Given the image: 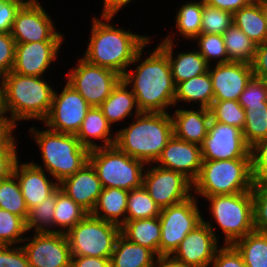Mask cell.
Masks as SVG:
<instances>
[{
  "label": "cell",
  "mask_w": 267,
  "mask_h": 267,
  "mask_svg": "<svg viewBox=\"0 0 267 267\" xmlns=\"http://www.w3.org/2000/svg\"><path fill=\"white\" fill-rule=\"evenodd\" d=\"M101 17L102 21L93 18L91 37L83 59L123 76L130 65L141 60L142 50L150 38L110 25L108 22L113 16Z\"/></svg>",
  "instance_id": "obj_1"
},
{
  "label": "cell",
  "mask_w": 267,
  "mask_h": 267,
  "mask_svg": "<svg viewBox=\"0 0 267 267\" xmlns=\"http://www.w3.org/2000/svg\"><path fill=\"white\" fill-rule=\"evenodd\" d=\"M122 79L131 85L140 112L167 113L174 107L175 84L167 54L157 46L148 57L136 66L135 73L126 71Z\"/></svg>",
  "instance_id": "obj_2"
},
{
  "label": "cell",
  "mask_w": 267,
  "mask_h": 267,
  "mask_svg": "<svg viewBox=\"0 0 267 267\" xmlns=\"http://www.w3.org/2000/svg\"><path fill=\"white\" fill-rule=\"evenodd\" d=\"M136 122L116 133L115 146L145 164L155 163L172 138L171 115L162 112L135 111Z\"/></svg>",
  "instance_id": "obj_3"
},
{
  "label": "cell",
  "mask_w": 267,
  "mask_h": 267,
  "mask_svg": "<svg viewBox=\"0 0 267 267\" xmlns=\"http://www.w3.org/2000/svg\"><path fill=\"white\" fill-rule=\"evenodd\" d=\"M43 77L21 75L10 71L3 77L6 88V103L10 117L17 120L47 118L54 90Z\"/></svg>",
  "instance_id": "obj_4"
},
{
  "label": "cell",
  "mask_w": 267,
  "mask_h": 267,
  "mask_svg": "<svg viewBox=\"0 0 267 267\" xmlns=\"http://www.w3.org/2000/svg\"><path fill=\"white\" fill-rule=\"evenodd\" d=\"M30 133L40 147L44 168L58 183L88 162L89 150L81 145L75 134L34 128H30Z\"/></svg>",
  "instance_id": "obj_5"
},
{
  "label": "cell",
  "mask_w": 267,
  "mask_h": 267,
  "mask_svg": "<svg viewBox=\"0 0 267 267\" xmlns=\"http://www.w3.org/2000/svg\"><path fill=\"white\" fill-rule=\"evenodd\" d=\"M253 184L251 158L202 160L193 189L204 198L251 191Z\"/></svg>",
  "instance_id": "obj_6"
},
{
  "label": "cell",
  "mask_w": 267,
  "mask_h": 267,
  "mask_svg": "<svg viewBox=\"0 0 267 267\" xmlns=\"http://www.w3.org/2000/svg\"><path fill=\"white\" fill-rule=\"evenodd\" d=\"M88 161L94 167L103 188L130 191L142 186L145 163L120 151L115 145L90 150Z\"/></svg>",
  "instance_id": "obj_7"
},
{
  "label": "cell",
  "mask_w": 267,
  "mask_h": 267,
  "mask_svg": "<svg viewBox=\"0 0 267 267\" xmlns=\"http://www.w3.org/2000/svg\"><path fill=\"white\" fill-rule=\"evenodd\" d=\"M205 198L211 202L210 211L225 235V245H233L237 240L255 230L251 191Z\"/></svg>",
  "instance_id": "obj_8"
},
{
  "label": "cell",
  "mask_w": 267,
  "mask_h": 267,
  "mask_svg": "<svg viewBox=\"0 0 267 267\" xmlns=\"http://www.w3.org/2000/svg\"><path fill=\"white\" fill-rule=\"evenodd\" d=\"M71 256L109 258L121 227L89 213L67 233Z\"/></svg>",
  "instance_id": "obj_9"
},
{
  "label": "cell",
  "mask_w": 267,
  "mask_h": 267,
  "mask_svg": "<svg viewBox=\"0 0 267 267\" xmlns=\"http://www.w3.org/2000/svg\"><path fill=\"white\" fill-rule=\"evenodd\" d=\"M196 201L193 195L181 203L161 209L159 255H172L187 234L202 222Z\"/></svg>",
  "instance_id": "obj_10"
},
{
  "label": "cell",
  "mask_w": 267,
  "mask_h": 267,
  "mask_svg": "<svg viewBox=\"0 0 267 267\" xmlns=\"http://www.w3.org/2000/svg\"><path fill=\"white\" fill-rule=\"evenodd\" d=\"M67 74L70 84L91 107H99L110 95L122 76L111 69L88 63L85 59Z\"/></svg>",
  "instance_id": "obj_11"
},
{
  "label": "cell",
  "mask_w": 267,
  "mask_h": 267,
  "mask_svg": "<svg viewBox=\"0 0 267 267\" xmlns=\"http://www.w3.org/2000/svg\"><path fill=\"white\" fill-rule=\"evenodd\" d=\"M144 172L142 186L161 209L193 196V182L180 172L160 166L150 167Z\"/></svg>",
  "instance_id": "obj_12"
},
{
  "label": "cell",
  "mask_w": 267,
  "mask_h": 267,
  "mask_svg": "<svg viewBox=\"0 0 267 267\" xmlns=\"http://www.w3.org/2000/svg\"><path fill=\"white\" fill-rule=\"evenodd\" d=\"M88 102L70 84L60 94L54 91L52 105L44 120L48 129L65 134H77L87 111Z\"/></svg>",
  "instance_id": "obj_13"
},
{
  "label": "cell",
  "mask_w": 267,
  "mask_h": 267,
  "mask_svg": "<svg viewBox=\"0 0 267 267\" xmlns=\"http://www.w3.org/2000/svg\"><path fill=\"white\" fill-rule=\"evenodd\" d=\"M250 150L241 129L211 119L201 146L202 160L251 158Z\"/></svg>",
  "instance_id": "obj_14"
},
{
  "label": "cell",
  "mask_w": 267,
  "mask_h": 267,
  "mask_svg": "<svg viewBox=\"0 0 267 267\" xmlns=\"http://www.w3.org/2000/svg\"><path fill=\"white\" fill-rule=\"evenodd\" d=\"M53 25L48 13L35 0L33 3L18 9L10 34L15 43L62 41V34L55 31Z\"/></svg>",
  "instance_id": "obj_15"
},
{
  "label": "cell",
  "mask_w": 267,
  "mask_h": 267,
  "mask_svg": "<svg viewBox=\"0 0 267 267\" xmlns=\"http://www.w3.org/2000/svg\"><path fill=\"white\" fill-rule=\"evenodd\" d=\"M23 245L30 267H71V250L65 233L35 232L32 240Z\"/></svg>",
  "instance_id": "obj_16"
},
{
  "label": "cell",
  "mask_w": 267,
  "mask_h": 267,
  "mask_svg": "<svg viewBox=\"0 0 267 267\" xmlns=\"http://www.w3.org/2000/svg\"><path fill=\"white\" fill-rule=\"evenodd\" d=\"M217 241L218 237L211 223L202 219L180 242L171 256L190 267H208L219 248Z\"/></svg>",
  "instance_id": "obj_17"
},
{
  "label": "cell",
  "mask_w": 267,
  "mask_h": 267,
  "mask_svg": "<svg viewBox=\"0 0 267 267\" xmlns=\"http://www.w3.org/2000/svg\"><path fill=\"white\" fill-rule=\"evenodd\" d=\"M214 92L213 101H238L253 77L251 64L240 62L216 63L208 69Z\"/></svg>",
  "instance_id": "obj_18"
},
{
  "label": "cell",
  "mask_w": 267,
  "mask_h": 267,
  "mask_svg": "<svg viewBox=\"0 0 267 267\" xmlns=\"http://www.w3.org/2000/svg\"><path fill=\"white\" fill-rule=\"evenodd\" d=\"M62 41L16 43L12 72L42 77L57 58Z\"/></svg>",
  "instance_id": "obj_19"
},
{
  "label": "cell",
  "mask_w": 267,
  "mask_h": 267,
  "mask_svg": "<svg viewBox=\"0 0 267 267\" xmlns=\"http://www.w3.org/2000/svg\"><path fill=\"white\" fill-rule=\"evenodd\" d=\"M156 163L160 167L180 172L194 182L202 166L201 146L178 139L173 135Z\"/></svg>",
  "instance_id": "obj_20"
},
{
  "label": "cell",
  "mask_w": 267,
  "mask_h": 267,
  "mask_svg": "<svg viewBox=\"0 0 267 267\" xmlns=\"http://www.w3.org/2000/svg\"><path fill=\"white\" fill-rule=\"evenodd\" d=\"M59 188L88 213H91L103 186L94 167L88 161L73 175L63 179L59 183Z\"/></svg>",
  "instance_id": "obj_21"
},
{
  "label": "cell",
  "mask_w": 267,
  "mask_h": 267,
  "mask_svg": "<svg viewBox=\"0 0 267 267\" xmlns=\"http://www.w3.org/2000/svg\"><path fill=\"white\" fill-rule=\"evenodd\" d=\"M19 162L15 164L13 174L16 176L28 210L42 203L58 188L59 183L52 182L41 165Z\"/></svg>",
  "instance_id": "obj_22"
},
{
  "label": "cell",
  "mask_w": 267,
  "mask_h": 267,
  "mask_svg": "<svg viewBox=\"0 0 267 267\" xmlns=\"http://www.w3.org/2000/svg\"><path fill=\"white\" fill-rule=\"evenodd\" d=\"M174 115V116H173ZM172 117L173 134L176 138L202 146L208 134L211 113L208 108L197 111L177 109Z\"/></svg>",
  "instance_id": "obj_23"
},
{
  "label": "cell",
  "mask_w": 267,
  "mask_h": 267,
  "mask_svg": "<svg viewBox=\"0 0 267 267\" xmlns=\"http://www.w3.org/2000/svg\"><path fill=\"white\" fill-rule=\"evenodd\" d=\"M173 38L170 35L161 41L159 47L167 54L175 86L194 76L208 72L209 64L198 51L179 53L173 58Z\"/></svg>",
  "instance_id": "obj_24"
},
{
  "label": "cell",
  "mask_w": 267,
  "mask_h": 267,
  "mask_svg": "<svg viewBox=\"0 0 267 267\" xmlns=\"http://www.w3.org/2000/svg\"><path fill=\"white\" fill-rule=\"evenodd\" d=\"M110 127L111 125L103 115L102 110L99 107H91L87 111L76 137L79 139L81 145L89 151L98 147L114 146L116 135L112 136ZM91 138L103 140L104 145H96Z\"/></svg>",
  "instance_id": "obj_25"
},
{
  "label": "cell",
  "mask_w": 267,
  "mask_h": 267,
  "mask_svg": "<svg viewBox=\"0 0 267 267\" xmlns=\"http://www.w3.org/2000/svg\"><path fill=\"white\" fill-rule=\"evenodd\" d=\"M128 193L120 188H103L91 214L121 227L126 222Z\"/></svg>",
  "instance_id": "obj_26"
},
{
  "label": "cell",
  "mask_w": 267,
  "mask_h": 267,
  "mask_svg": "<svg viewBox=\"0 0 267 267\" xmlns=\"http://www.w3.org/2000/svg\"><path fill=\"white\" fill-rule=\"evenodd\" d=\"M121 234L130 242L150 249L159 256L161 224L159 217L126 220L121 226Z\"/></svg>",
  "instance_id": "obj_27"
},
{
  "label": "cell",
  "mask_w": 267,
  "mask_h": 267,
  "mask_svg": "<svg viewBox=\"0 0 267 267\" xmlns=\"http://www.w3.org/2000/svg\"><path fill=\"white\" fill-rule=\"evenodd\" d=\"M156 255L148 248L130 242L122 234L116 240L110 267H154Z\"/></svg>",
  "instance_id": "obj_28"
},
{
  "label": "cell",
  "mask_w": 267,
  "mask_h": 267,
  "mask_svg": "<svg viewBox=\"0 0 267 267\" xmlns=\"http://www.w3.org/2000/svg\"><path fill=\"white\" fill-rule=\"evenodd\" d=\"M127 88L128 85L121 79L106 100L99 106L110 125L122 121L128 115L132 116V109L135 107V110L139 111L135 95Z\"/></svg>",
  "instance_id": "obj_29"
},
{
  "label": "cell",
  "mask_w": 267,
  "mask_h": 267,
  "mask_svg": "<svg viewBox=\"0 0 267 267\" xmlns=\"http://www.w3.org/2000/svg\"><path fill=\"white\" fill-rule=\"evenodd\" d=\"M213 100L214 92L209 71L175 86L174 106H176L177 101L199 102V107L209 109Z\"/></svg>",
  "instance_id": "obj_30"
},
{
  "label": "cell",
  "mask_w": 267,
  "mask_h": 267,
  "mask_svg": "<svg viewBox=\"0 0 267 267\" xmlns=\"http://www.w3.org/2000/svg\"><path fill=\"white\" fill-rule=\"evenodd\" d=\"M233 24L240 28L256 45L267 41V22L256 1L237 10L233 14Z\"/></svg>",
  "instance_id": "obj_31"
},
{
  "label": "cell",
  "mask_w": 267,
  "mask_h": 267,
  "mask_svg": "<svg viewBox=\"0 0 267 267\" xmlns=\"http://www.w3.org/2000/svg\"><path fill=\"white\" fill-rule=\"evenodd\" d=\"M233 245L242 255L246 267H267V233L254 230Z\"/></svg>",
  "instance_id": "obj_32"
},
{
  "label": "cell",
  "mask_w": 267,
  "mask_h": 267,
  "mask_svg": "<svg viewBox=\"0 0 267 267\" xmlns=\"http://www.w3.org/2000/svg\"><path fill=\"white\" fill-rule=\"evenodd\" d=\"M88 214L85 209L61 191L60 188L57 189L53 227L60 226L62 230H55V232L67 233Z\"/></svg>",
  "instance_id": "obj_33"
},
{
  "label": "cell",
  "mask_w": 267,
  "mask_h": 267,
  "mask_svg": "<svg viewBox=\"0 0 267 267\" xmlns=\"http://www.w3.org/2000/svg\"><path fill=\"white\" fill-rule=\"evenodd\" d=\"M225 49L229 62H240L251 64L256 44L234 24L223 33Z\"/></svg>",
  "instance_id": "obj_34"
},
{
  "label": "cell",
  "mask_w": 267,
  "mask_h": 267,
  "mask_svg": "<svg viewBox=\"0 0 267 267\" xmlns=\"http://www.w3.org/2000/svg\"><path fill=\"white\" fill-rule=\"evenodd\" d=\"M242 133L250 148L267 137V102H262V105H249L245 109Z\"/></svg>",
  "instance_id": "obj_35"
},
{
  "label": "cell",
  "mask_w": 267,
  "mask_h": 267,
  "mask_svg": "<svg viewBox=\"0 0 267 267\" xmlns=\"http://www.w3.org/2000/svg\"><path fill=\"white\" fill-rule=\"evenodd\" d=\"M0 209L20 216L25 221L29 210L21 192L19 182L14 174L0 180Z\"/></svg>",
  "instance_id": "obj_36"
},
{
  "label": "cell",
  "mask_w": 267,
  "mask_h": 267,
  "mask_svg": "<svg viewBox=\"0 0 267 267\" xmlns=\"http://www.w3.org/2000/svg\"><path fill=\"white\" fill-rule=\"evenodd\" d=\"M160 211L161 208L149 196L143 186L129 191L126 220L159 217Z\"/></svg>",
  "instance_id": "obj_37"
},
{
  "label": "cell",
  "mask_w": 267,
  "mask_h": 267,
  "mask_svg": "<svg viewBox=\"0 0 267 267\" xmlns=\"http://www.w3.org/2000/svg\"><path fill=\"white\" fill-rule=\"evenodd\" d=\"M203 0L183 4L176 15V28L185 38L194 39L201 33Z\"/></svg>",
  "instance_id": "obj_38"
},
{
  "label": "cell",
  "mask_w": 267,
  "mask_h": 267,
  "mask_svg": "<svg viewBox=\"0 0 267 267\" xmlns=\"http://www.w3.org/2000/svg\"><path fill=\"white\" fill-rule=\"evenodd\" d=\"M57 199V190L42 203L31 208L26 220L27 230L35 229V232H55L53 227V215ZM48 226V227H47ZM49 230H48V229Z\"/></svg>",
  "instance_id": "obj_39"
},
{
  "label": "cell",
  "mask_w": 267,
  "mask_h": 267,
  "mask_svg": "<svg viewBox=\"0 0 267 267\" xmlns=\"http://www.w3.org/2000/svg\"><path fill=\"white\" fill-rule=\"evenodd\" d=\"M209 110L213 121L234 126L243 130L245 123V109L238 101H213Z\"/></svg>",
  "instance_id": "obj_40"
},
{
  "label": "cell",
  "mask_w": 267,
  "mask_h": 267,
  "mask_svg": "<svg viewBox=\"0 0 267 267\" xmlns=\"http://www.w3.org/2000/svg\"><path fill=\"white\" fill-rule=\"evenodd\" d=\"M27 231L26 221L23 218L0 209V245L13 246L31 239L22 237Z\"/></svg>",
  "instance_id": "obj_41"
},
{
  "label": "cell",
  "mask_w": 267,
  "mask_h": 267,
  "mask_svg": "<svg viewBox=\"0 0 267 267\" xmlns=\"http://www.w3.org/2000/svg\"><path fill=\"white\" fill-rule=\"evenodd\" d=\"M233 25V14L207 5L203 0L201 33L220 34Z\"/></svg>",
  "instance_id": "obj_42"
},
{
  "label": "cell",
  "mask_w": 267,
  "mask_h": 267,
  "mask_svg": "<svg viewBox=\"0 0 267 267\" xmlns=\"http://www.w3.org/2000/svg\"><path fill=\"white\" fill-rule=\"evenodd\" d=\"M198 38V39H196ZM198 40L200 50H197L210 65V59H217V63H228L229 58L225 49L223 35L200 33L194 38Z\"/></svg>",
  "instance_id": "obj_43"
},
{
  "label": "cell",
  "mask_w": 267,
  "mask_h": 267,
  "mask_svg": "<svg viewBox=\"0 0 267 267\" xmlns=\"http://www.w3.org/2000/svg\"><path fill=\"white\" fill-rule=\"evenodd\" d=\"M251 192L254 229L267 233V183H254Z\"/></svg>",
  "instance_id": "obj_44"
},
{
  "label": "cell",
  "mask_w": 267,
  "mask_h": 267,
  "mask_svg": "<svg viewBox=\"0 0 267 267\" xmlns=\"http://www.w3.org/2000/svg\"><path fill=\"white\" fill-rule=\"evenodd\" d=\"M250 154L254 183H267V137L252 146Z\"/></svg>",
  "instance_id": "obj_45"
},
{
  "label": "cell",
  "mask_w": 267,
  "mask_h": 267,
  "mask_svg": "<svg viewBox=\"0 0 267 267\" xmlns=\"http://www.w3.org/2000/svg\"><path fill=\"white\" fill-rule=\"evenodd\" d=\"M238 102L244 109L249 105H262V102H267V82L253 76Z\"/></svg>",
  "instance_id": "obj_46"
},
{
  "label": "cell",
  "mask_w": 267,
  "mask_h": 267,
  "mask_svg": "<svg viewBox=\"0 0 267 267\" xmlns=\"http://www.w3.org/2000/svg\"><path fill=\"white\" fill-rule=\"evenodd\" d=\"M16 43L10 33H0V77L12 71Z\"/></svg>",
  "instance_id": "obj_47"
},
{
  "label": "cell",
  "mask_w": 267,
  "mask_h": 267,
  "mask_svg": "<svg viewBox=\"0 0 267 267\" xmlns=\"http://www.w3.org/2000/svg\"><path fill=\"white\" fill-rule=\"evenodd\" d=\"M211 265L212 267H246L242 255L231 244H224L222 248H218Z\"/></svg>",
  "instance_id": "obj_48"
},
{
  "label": "cell",
  "mask_w": 267,
  "mask_h": 267,
  "mask_svg": "<svg viewBox=\"0 0 267 267\" xmlns=\"http://www.w3.org/2000/svg\"><path fill=\"white\" fill-rule=\"evenodd\" d=\"M0 245V267H30L22 246Z\"/></svg>",
  "instance_id": "obj_49"
},
{
  "label": "cell",
  "mask_w": 267,
  "mask_h": 267,
  "mask_svg": "<svg viewBox=\"0 0 267 267\" xmlns=\"http://www.w3.org/2000/svg\"><path fill=\"white\" fill-rule=\"evenodd\" d=\"M17 161L16 146H0V180L13 174Z\"/></svg>",
  "instance_id": "obj_50"
},
{
  "label": "cell",
  "mask_w": 267,
  "mask_h": 267,
  "mask_svg": "<svg viewBox=\"0 0 267 267\" xmlns=\"http://www.w3.org/2000/svg\"><path fill=\"white\" fill-rule=\"evenodd\" d=\"M253 76L267 82V41L256 45L254 58L251 62Z\"/></svg>",
  "instance_id": "obj_51"
},
{
  "label": "cell",
  "mask_w": 267,
  "mask_h": 267,
  "mask_svg": "<svg viewBox=\"0 0 267 267\" xmlns=\"http://www.w3.org/2000/svg\"><path fill=\"white\" fill-rule=\"evenodd\" d=\"M19 8L18 4L0 0V33H10Z\"/></svg>",
  "instance_id": "obj_52"
},
{
  "label": "cell",
  "mask_w": 267,
  "mask_h": 267,
  "mask_svg": "<svg viewBox=\"0 0 267 267\" xmlns=\"http://www.w3.org/2000/svg\"><path fill=\"white\" fill-rule=\"evenodd\" d=\"M255 0H204V2L212 7L231 12L234 14L242 7L252 4Z\"/></svg>",
  "instance_id": "obj_53"
},
{
  "label": "cell",
  "mask_w": 267,
  "mask_h": 267,
  "mask_svg": "<svg viewBox=\"0 0 267 267\" xmlns=\"http://www.w3.org/2000/svg\"><path fill=\"white\" fill-rule=\"evenodd\" d=\"M71 267H110V259L88 256H72Z\"/></svg>",
  "instance_id": "obj_54"
},
{
  "label": "cell",
  "mask_w": 267,
  "mask_h": 267,
  "mask_svg": "<svg viewBox=\"0 0 267 267\" xmlns=\"http://www.w3.org/2000/svg\"><path fill=\"white\" fill-rule=\"evenodd\" d=\"M16 126L12 120H0V146H16L12 135Z\"/></svg>",
  "instance_id": "obj_55"
},
{
  "label": "cell",
  "mask_w": 267,
  "mask_h": 267,
  "mask_svg": "<svg viewBox=\"0 0 267 267\" xmlns=\"http://www.w3.org/2000/svg\"><path fill=\"white\" fill-rule=\"evenodd\" d=\"M132 0H103L104 2V10L102 11V16H113L120 10V8L124 7L127 3Z\"/></svg>",
  "instance_id": "obj_56"
},
{
  "label": "cell",
  "mask_w": 267,
  "mask_h": 267,
  "mask_svg": "<svg viewBox=\"0 0 267 267\" xmlns=\"http://www.w3.org/2000/svg\"><path fill=\"white\" fill-rule=\"evenodd\" d=\"M156 259L154 267H190L186 263L174 259L171 255H159Z\"/></svg>",
  "instance_id": "obj_57"
},
{
  "label": "cell",
  "mask_w": 267,
  "mask_h": 267,
  "mask_svg": "<svg viewBox=\"0 0 267 267\" xmlns=\"http://www.w3.org/2000/svg\"><path fill=\"white\" fill-rule=\"evenodd\" d=\"M0 85V120H12L10 116L8 118L7 115H5V113L9 111L6 103V88L3 77H0Z\"/></svg>",
  "instance_id": "obj_58"
},
{
  "label": "cell",
  "mask_w": 267,
  "mask_h": 267,
  "mask_svg": "<svg viewBox=\"0 0 267 267\" xmlns=\"http://www.w3.org/2000/svg\"><path fill=\"white\" fill-rule=\"evenodd\" d=\"M255 1L260 5L264 19L267 22V0H255Z\"/></svg>",
  "instance_id": "obj_59"
},
{
  "label": "cell",
  "mask_w": 267,
  "mask_h": 267,
  "mask_svg": "<svg viewBox=\"0 0 267 267\" xmlns=\"http://www.w3.org/2000/svg\"><path fill=\"white\" fill-rule=\"evenodd\" d=\"M4 1L18 4L21 7V6L29 5V4L33 3L35 0H27V1H24V0H4Z\"/></svg>",
  "instance_id": "obj_60"
}]
</instances>
